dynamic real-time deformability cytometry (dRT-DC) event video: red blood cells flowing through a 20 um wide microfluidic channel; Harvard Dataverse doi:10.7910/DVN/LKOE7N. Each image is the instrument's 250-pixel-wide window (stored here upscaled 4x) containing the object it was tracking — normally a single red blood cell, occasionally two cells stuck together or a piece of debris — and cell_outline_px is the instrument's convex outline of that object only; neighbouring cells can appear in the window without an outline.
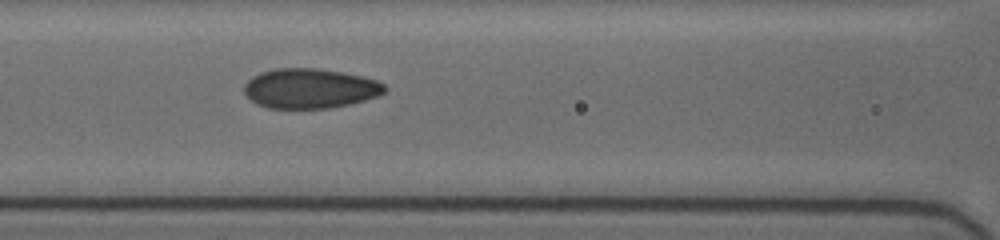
{"species": "human", "species_latin": "Homo sapiens", "temperature_condition": "cold", "stored_images_in_passage": 10, "camera_frame_rate_fps": 3000, "um_per_image_px": 0.085, "donor": {"sex": "female"}, "frame": {"image": 1, "passage_image": 9, "time_ms": 7.333, "image_size_px": [1000, 240], "cell_outline_px": [[388, 88], [384, 92], [376, 96], [364, 100], [348, 104], [328, 108], [268, 108], [256, 104], [244, 92], [244, 84], [252, 76], [260, 72], [276, 68], [316, 68], [344, 72], [376, 80], [384, 84]], "centroid_in_image_um": [26.32, 7.51], "position_along_channel_um": 140.3, "area_um2": 32.54}}